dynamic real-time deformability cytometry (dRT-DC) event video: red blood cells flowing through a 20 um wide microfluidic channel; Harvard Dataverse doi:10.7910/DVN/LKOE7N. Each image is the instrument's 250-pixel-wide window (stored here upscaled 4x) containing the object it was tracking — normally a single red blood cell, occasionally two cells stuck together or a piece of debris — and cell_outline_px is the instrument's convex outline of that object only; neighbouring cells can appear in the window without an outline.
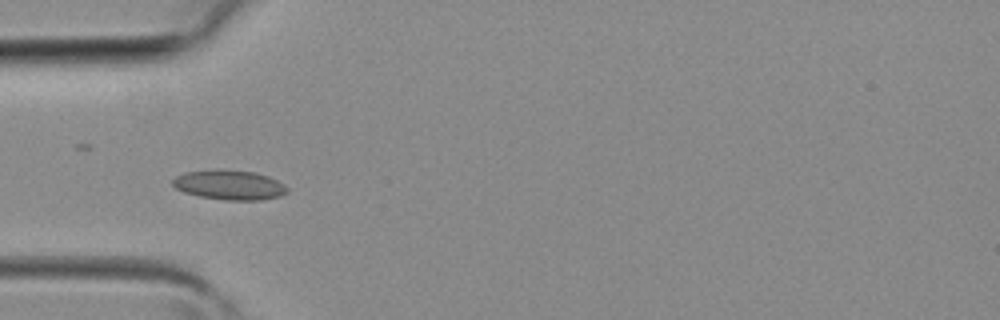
{"species": "common noctule bat (a hibernating species)", "species_latin": "Nyctalus noctula", "temperature_condition": "room temperature", "stored_images_in_passage": 4, "camera_frame_rate_fps": 3000, "um_per_image_px": 0.085, "animal": {"sex": "female", "body_mass_g": 19.3, "forearm_length_mm": 54.1}, "frame": {"image": 1, "passage_image": 3, "time_ms": 0.667, "image_size_px": [1000, 320], "cell_outline_px": [[288, 192], [280, 196], [260, 200], [224, 200], [200, 196], [184, 192], [176, 188], [172, 184], [172, 180], [176, 176], [184, 172], [216, 168], [252, 172], [268, 176], [284, 184], [288, 188]], "centroid_in_image_um": [19.48, 15.71], "position_along_channel_um": 65.5, "area_um2": 19.94}}
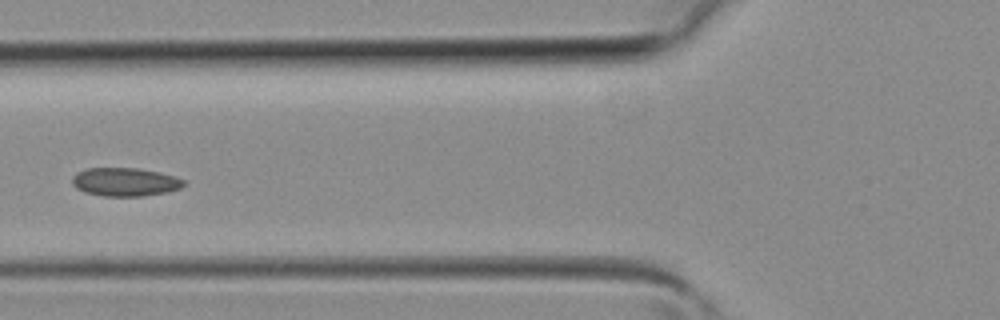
{"frame": {"image": 2, "passage_image": 4, "time_ms": 1.0, "image_size_px": [1000, 320], "cell_outline_px": [[184, 184], [180, 188], [168, 192], [140, 196], [104, 196], [84, 192], [76, 188], [72, 184], [72, 176], [76, 172], [88, 168], [140, 168], [160, 172], [176, 176], [184, 180]], "centroid_in_image_um": [10.62, 15.46], "position_along_channel_um": 115.2, "area_um2": 18.61}}